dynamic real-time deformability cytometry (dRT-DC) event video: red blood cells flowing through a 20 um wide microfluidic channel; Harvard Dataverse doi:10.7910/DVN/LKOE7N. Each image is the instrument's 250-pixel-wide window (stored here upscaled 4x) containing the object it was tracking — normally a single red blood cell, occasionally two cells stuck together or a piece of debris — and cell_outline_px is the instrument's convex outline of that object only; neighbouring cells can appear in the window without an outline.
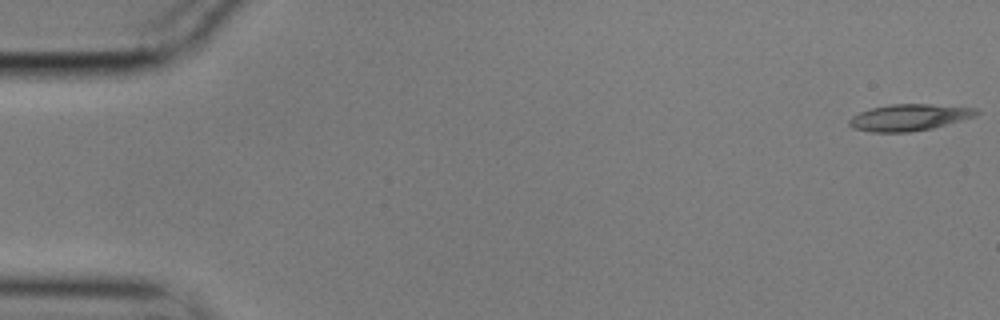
{"species": "common noctule bat (a hibernating species)", "species_latin": "Nyctalus noctula", "temperature_condition": "cold", "stored_images_in_passage": 56, "camera_frame_rate_fps": 3000, "um_per_image_px": 0.085, "animal": {"sex": "male", "body_mass_g": 17.9}, "frame": {"image": 1, "passage_image": 1, "time_ms": 0.0, "image_size_px": [1000, 320], "cell_outline_px": [[980, 112], [972, 116], [960, 120], [932, 128], [908, 132], [872, 132], [852, 128], [848, 124], [848, 120], [852, 116], [860, 112], [872, 108], [888, 104], [928, 104], [976, 108]], "centroid_in_image_um": [77.21, 9.98], "position_along_channel_um": 7.8, "area_um2": 19.42}}
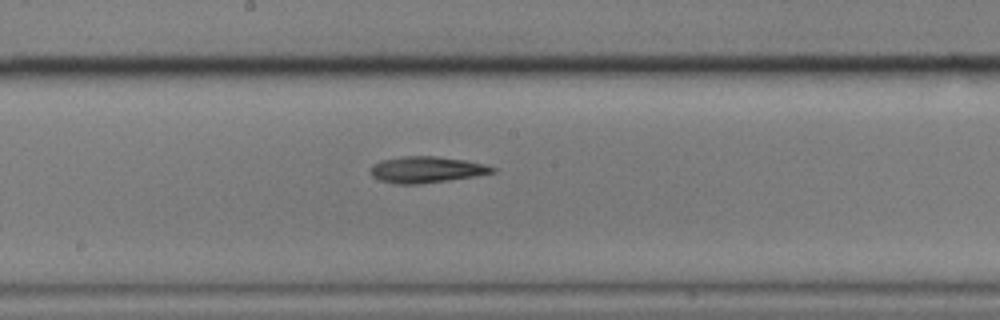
{"frame": {"image": 2, "passage_image": 30, "time_ms": 9.667, "image_size_px": [1000, 320], "cell_outline_px": [[496, 172], [476, 176], [420, 184], [396, 184], [380, 180], [372, 176], [372, 164], [380, 160], [404, 156], [436, 156], [464, 160], [484, 164], [496, 168]], "centroid_in_image_um": [36.26, 14.42], "position_along_channel_um": 211.9, "area_um2": 18.61}}
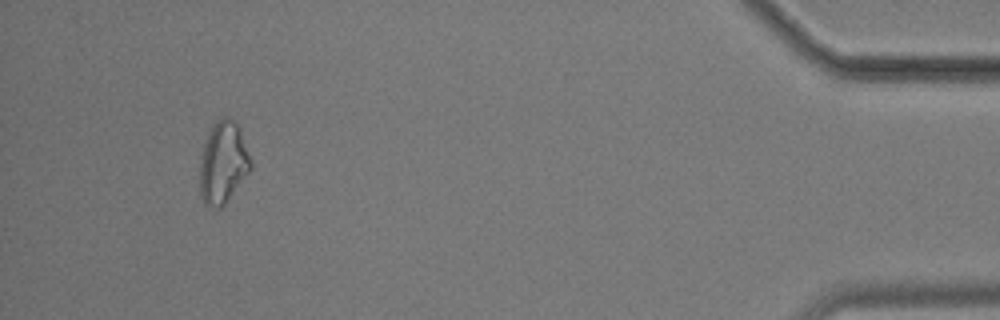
{"frame": {"image": 3, "passage_image": 53, "time_ms": 17.333, "image_size_px": [1000, 320], "cell_outline_px": [[252, 168], [224, 204], [220, 208], [208, 208], [204, 204], [200, 196], [200, 160], [204, 144], [208, 132], [212, 124], [216, 120], [224, 116], [228, 116], [240, 128], [252, 160]], "centroid_in_image_um": [18.96, 13.82], "position_along_channel_um": 416.2, "area_um2": 24.51}, "authors_computed_cell_mechanics": {"area_um2": 18.9584, "velocity_mm_per_s": 3.5301, "shape_relaxation_time_tau1_ms": 7.2113, "shape_relaxation_time_tau2_ms": null, "deformation_change_tau1": 0.1573, "deformation_change_tau2": null}}